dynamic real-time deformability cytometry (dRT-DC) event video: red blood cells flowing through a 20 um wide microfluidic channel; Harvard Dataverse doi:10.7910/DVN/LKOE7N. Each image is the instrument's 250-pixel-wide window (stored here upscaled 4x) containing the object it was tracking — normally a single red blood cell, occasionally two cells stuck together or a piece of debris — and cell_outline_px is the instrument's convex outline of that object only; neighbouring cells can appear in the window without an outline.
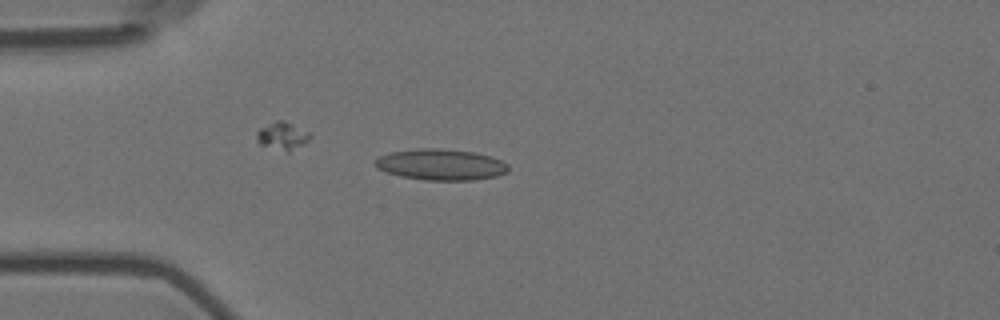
{"species": "Egyptian fruit bat (a non-hibernating species)", "species_latin": "Rousettus aegyptiacus", "temperature_condition": "room temperature", "stored_images_in_passage": 6, "camera_frame_rate_fps": 3000, "um_per_image_px": 0.085, "animal": {"sex": "female"}, "frame": {"image": 1, "passage_image": 4, "time_ms": 1.0, "image_size_px": [1000, 320], "cell_outline_px": [[508, 172], [496, 176], [472, 180], [424, 180], [400, 176], [376, 168], [372, 164], [372, 160], [388, 152], [416, 148], [440, 148], [476, 152], [492, 156], [508, 164]], "centroid_in_image_um": [37.43, 13.98], "position_along_channel_um": 47.6, "area_um2": 24.51}}